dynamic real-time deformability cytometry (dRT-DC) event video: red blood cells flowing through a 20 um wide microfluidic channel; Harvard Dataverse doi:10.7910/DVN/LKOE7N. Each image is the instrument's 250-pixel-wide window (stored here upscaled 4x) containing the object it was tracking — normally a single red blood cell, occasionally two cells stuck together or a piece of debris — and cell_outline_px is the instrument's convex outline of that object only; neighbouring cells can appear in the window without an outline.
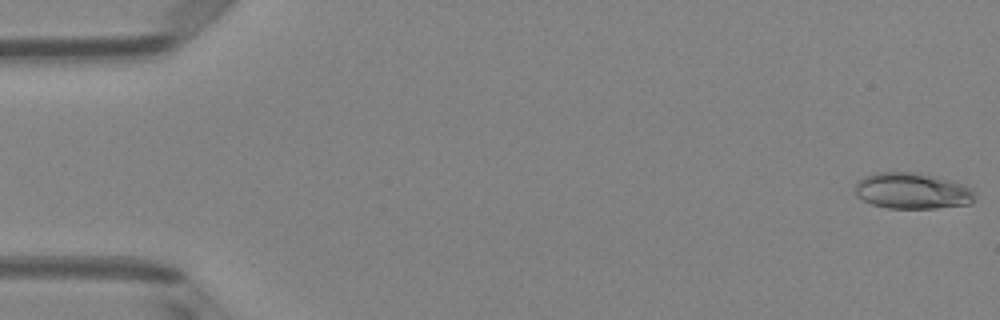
{"species": "Egyptian fruit bat (a non-hibernating species)", "species_latin": "Rousettus aegyptiacus", "temperature_condition": "room temperature", "stored_images_in_passage": 5, "camera_frame_rate_fps": 3000, "um_per_image_px": 0.085, "animal": {"sex": "female"}, "frame": {"image": 1, "passage_image": 1, "time_ms": 0.0, "image_size_px": [1000, 320], "cell_outline_px": [[972, 204], [936, 208], [888, 208], [872, 204], [856, 196], [852, 188], [864, 176], [876, 172], [912, 172], [948, 180], [964, 184], [972, 188]], "centroid_in_image_um": [77.48, 16.23], "position_along_channel_um": 7.5, "area_um2": 25.03}}
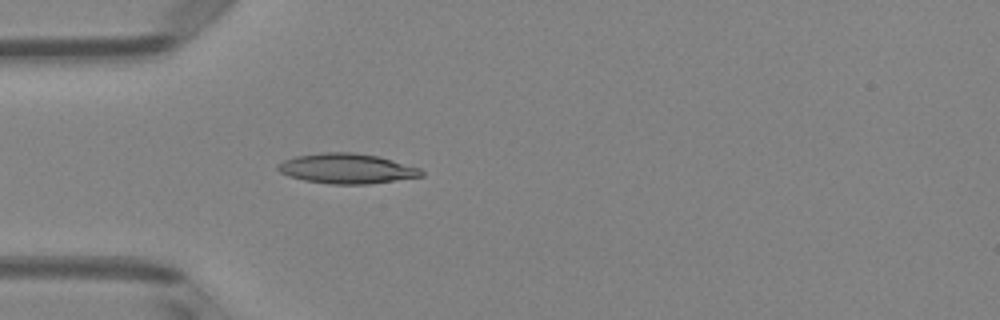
{"frame": {"image": 2, "passage_image": 5, "time_ms": 1.333, "image_size_px": [1000, 320], "cell_outline_px": [[424, 176], [368, 184], [332, 184], [304, 180], [288, 176], [280, 172], [276, 168], [276, 164], [284, 160], [296, 156], [324, 152], [352, 152], [376, 156], [392, 160], [420, 168], [424, 172]], "centroid_in_image_um": [29.46, 14.33], "position_along_channel_um": 55.5, "area_um2": 25.03}}